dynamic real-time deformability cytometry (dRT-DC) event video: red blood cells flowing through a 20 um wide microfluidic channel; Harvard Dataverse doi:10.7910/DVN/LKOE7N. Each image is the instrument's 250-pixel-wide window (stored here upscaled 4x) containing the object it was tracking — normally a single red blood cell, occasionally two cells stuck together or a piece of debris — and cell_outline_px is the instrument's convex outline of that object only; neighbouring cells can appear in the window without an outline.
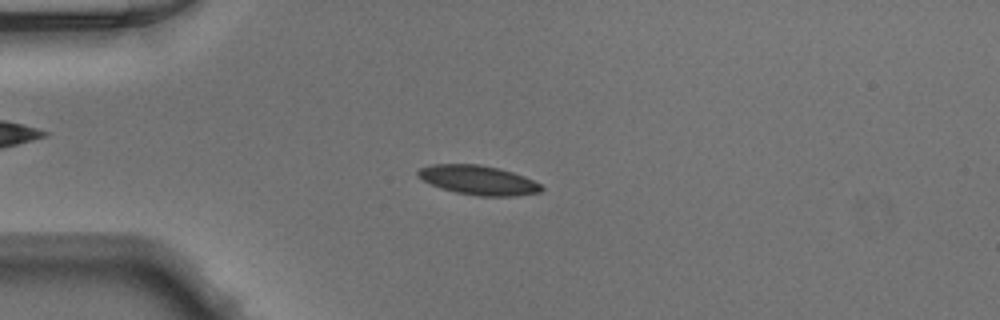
{"species": "Egyptian fruit bat (a non-hibernating species)", "species_latin": "Rousettus aegyptiacus", "temperature_condition": "warm", "stored_images_in_passage": 46, "camera_frame_rate_fps": 3000, "um_per_image_px": 0.085, "animal": {"sex": "male"}, "frame": {"image": 1, "passage_image": 9, "time_ms": 2.667, "image_size_px": [1000, 320], "cell_outline_px": [[544, 188], [540, 192], [516, 196], [480, 196], [456, 192], [440, 188], [416, 176], [416, 172], [420, 168], [432, 164], [480, 164], [500, 168], [524, 176], [540, 184]], "centroid_in_image_um": [40.65, 15.3], "position_along_channel_um": 44.4, "area_um2": 21.1}}
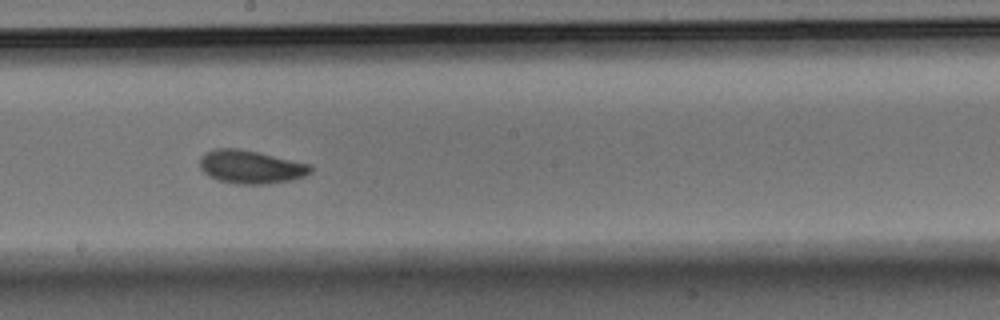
{"frame": {"image": 2, "passage_image": 24, "time_ms": 7.667, "image_size_px": [1000, 320], "cell_outline_px": [[312, 172], [304, 176], [292, 180], [268, 184], [236, 184], [220, 180], [208, 176], [200, 168], [200, 156], [204, 152], [216, 148], [240, 148], [260, 152], [312, 164]], "centroid_in_image_um": [21.33, 14.17], "position_along_channel_um": 226.9, "area_um2": 21.85}}
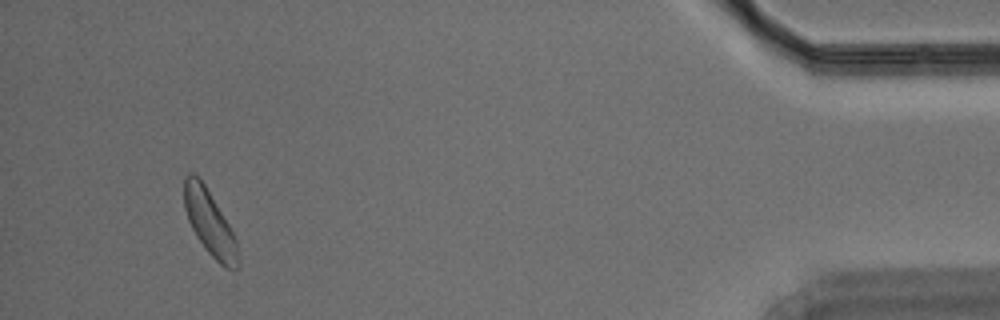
{"frame": {"image": 3, "passage_image": 43, "time_ms": 14.0, "image_size_px": [1000, 320], "cell_outline_px": [[240, 264], [236, 268], [224, 268], [208, 252], [196, 236], [188, 220], [184, 208], [184, 176], [188, 172], [196, 172], [200, 176], [228, 224], [236, 240]], "centroid_in_image_um": [17.79, 18.89], "position_along_channel_um": 417.4, "area_um2": 20.35}}